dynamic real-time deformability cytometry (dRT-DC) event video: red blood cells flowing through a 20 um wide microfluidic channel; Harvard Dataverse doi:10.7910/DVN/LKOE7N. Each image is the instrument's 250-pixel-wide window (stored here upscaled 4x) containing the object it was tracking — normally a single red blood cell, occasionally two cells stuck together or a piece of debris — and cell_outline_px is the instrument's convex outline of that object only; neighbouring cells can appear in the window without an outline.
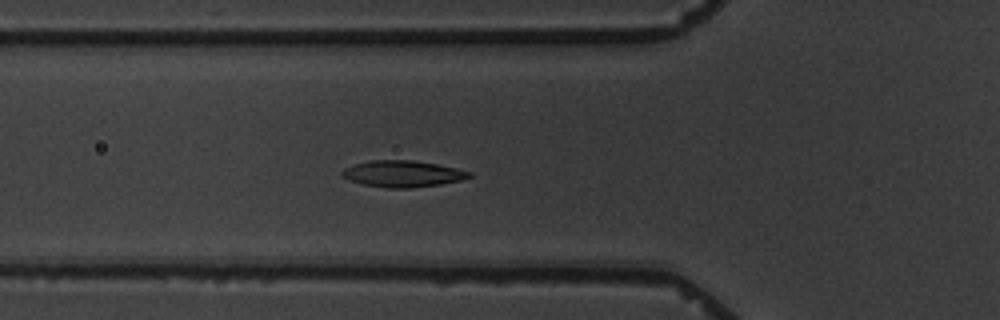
{"species": "common noctule bat (a hibernating species)", "species_latin": "Nyctalus noctula", "temperature_condition": "warm", "stored_images_in_passage": 6, "camera_frame_rate_fps": 3000, "um_per_image_px": 0.085, "animal": {"sex": "male", "body_mass_g": 19.5, "forearm_length_mm": 54.6}, "frame": {"image": 1, "passage_image": 6, "time_ms": 5.667, "image_size_px": [1000, 320], "cell_outline_px": [[472, 176], [460, 180], [440, 184], [412, 188], [388, 188], [364, 184], [340, 176], [340, 172], [344, 168], [352, 164], [368, 160], [412, 160], [436, 164], [456, 168], [472, 172]], "centroid_in_image_um": [34.19, 14.76], "position_along_channel_um": 91.6, "area_um2": 19.59}}